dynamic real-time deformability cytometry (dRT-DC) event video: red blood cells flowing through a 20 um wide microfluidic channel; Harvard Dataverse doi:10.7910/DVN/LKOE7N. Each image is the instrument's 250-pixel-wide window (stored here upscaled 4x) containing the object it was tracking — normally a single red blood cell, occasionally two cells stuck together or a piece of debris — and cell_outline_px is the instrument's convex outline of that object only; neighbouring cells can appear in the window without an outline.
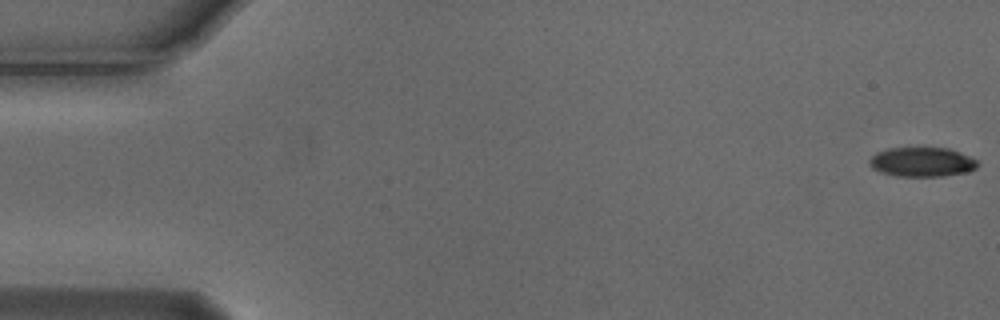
{"species": "Egyptian fruit bat (a non-hibernating species)", "species_latin": "Rousettus aegyptiacus", "temperature_condition": "cold", "stored_images_in_passage": 5, "camera_frame_rate_fps": 3000, "um_per_image_px": 0.085, "animal": {"sex": "male"}, "frame": {"image": 1, "passage_image": 1, "time_ms": 0.0, "image_size_px": [1000, 320], "cell_outline_px": [[976, 168], [968, 172], [944, 176], [896, 176], [880, 172], [872, 168], [868, 164], [868, 160], [876, 152], [888, 148], [948, 148], [960, 152], [976, 160]], "centroid_in_image_um": [78.32, 13.77], "position_along_channel_um": 6.7, "area_um2": 18.55}}
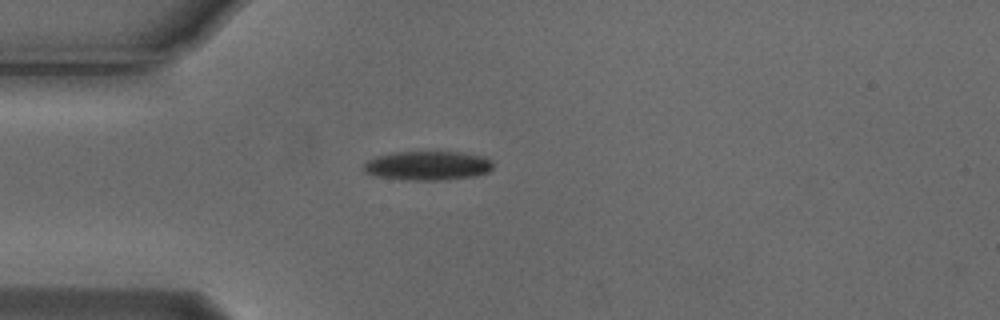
{"frame": {"image": 2, "passage_image": 5, "time_ms": 1.333, "image_size_px": [1000, 320], "cell_outline_px": [[492, 168], [488, 172], [472, 176], [440, 180], [408, 180], [376, 176], [364, 172], [364, 164], [368, 160], [376, 156], [396, 152], [460, 152], [484, 156], [492, 160]], "centroid_in_image_um": [36.35, 14.07], "position_along_channel_um": 48.6, "area_um2": 21.85}}